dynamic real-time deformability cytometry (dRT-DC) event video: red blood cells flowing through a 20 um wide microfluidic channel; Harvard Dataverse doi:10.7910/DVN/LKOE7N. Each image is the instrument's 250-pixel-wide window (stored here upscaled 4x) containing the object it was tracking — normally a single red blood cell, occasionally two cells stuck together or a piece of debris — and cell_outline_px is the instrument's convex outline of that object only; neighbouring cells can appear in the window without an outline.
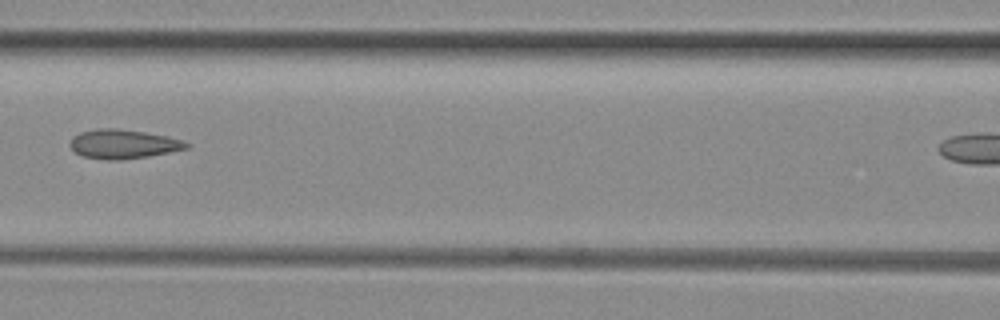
{"species": "common noctule bat (a hibernating species)", "species_latin": "Nyctalus noctula", "temperature_condition": "room temperature", "stored_images_in_passage": 6, "segment_of_instrument_passage": [1, 2], "camera_frame_rate_fps": 3000, "um_per_image_px": 0.085, "animal": {"sex": "female", "body_mass_g": 29.2, "forearm_length_mm": 56.3}, "frame": {"image": 1, "passage_image": 5, "time_ms": 1.333, "image_size_px": [1000, 320], "cell_outline_px": [[192, 144], [188, 148], [148, 156], [120, 160], [108, 160], [80, 156], [68, 144], [72, 136], [80, 132], [96, 128], [116, 128], [144, 132], [168, 136]], "centroid_in_image_um": [10.43, 12.24], "position_along_channel_um": 156.2, "area_um2": 19.83}}